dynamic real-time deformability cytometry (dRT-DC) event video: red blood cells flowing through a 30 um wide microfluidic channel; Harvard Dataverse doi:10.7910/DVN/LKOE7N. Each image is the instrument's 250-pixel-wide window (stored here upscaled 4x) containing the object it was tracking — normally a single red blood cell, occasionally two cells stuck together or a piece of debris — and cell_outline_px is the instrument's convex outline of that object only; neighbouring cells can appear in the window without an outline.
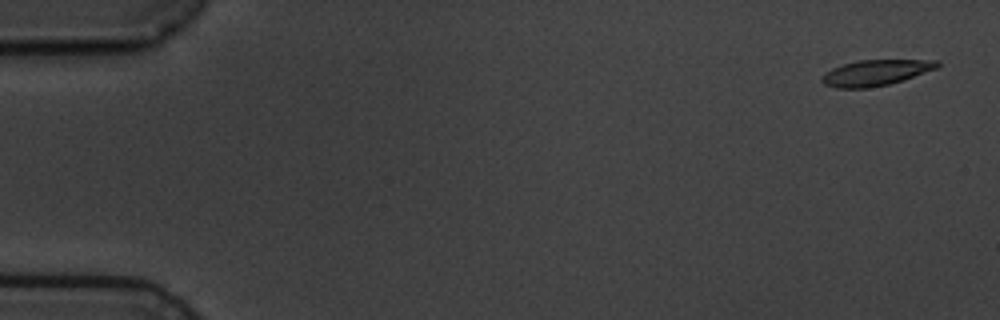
{"species": "common noctule bat (a hibernating species)", "species_latin": "Nyctalus noctula", "temperature_condition": "cold", "stored_images_in_passage": 4, "camera_frame_rate_fps": 3000, "um_per_image_px": 0.085, "animal": {"sex": "male", "body_mass_g": 19.5, "forearm_length_mm": 54.6}, "frame": {"image": 1, "passage_image": 1, "time_ms": 0.0, "image_size_px": [1000, 320], "cell_outline_px": [[940, 64], [936, 68], [888, 84], [868, 88], [836, 88], [824, 84], [820, 80], [832, 68], [844, 64], [860, 60], [940, 60]], "centroid_in_image_um": [74.41, 6.18], "position_along_channel_um": 10.6, "area_um2": 16.88}}
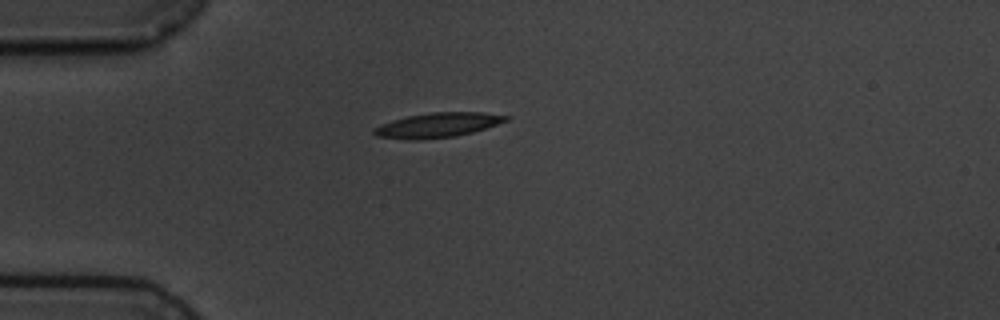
{"frame": {"image": 2, "passage_image": 4, "time_ms": 4.333, "image_size_px": [1000, 320], "cell_outline_px": [[512, 116], [508, 120], [472, 132], [456, 136], [420, 140], [408, 140], [376, 136], [372, 132], [372, 128], [380, 124], [392, 120], [408, 116], [432, 112], [484, 112]], "centroid_in_image_um": [37.17, 10.63], "position_along_channel_um": 47.8, "area_um2": 19.07}}